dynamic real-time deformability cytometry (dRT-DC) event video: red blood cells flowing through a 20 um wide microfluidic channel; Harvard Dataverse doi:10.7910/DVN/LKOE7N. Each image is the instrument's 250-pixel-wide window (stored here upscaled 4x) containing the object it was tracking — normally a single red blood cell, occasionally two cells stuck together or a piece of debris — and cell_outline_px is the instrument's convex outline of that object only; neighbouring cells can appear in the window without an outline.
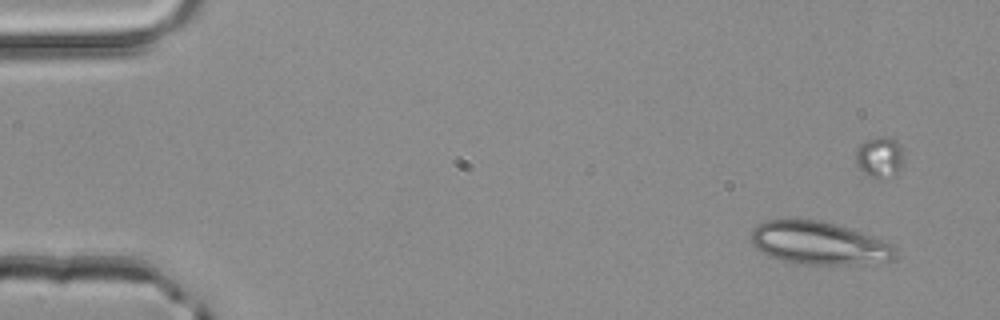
{"species": "common noctule bat (a hibernating species)", "species_latin": "Nyctalus noctula", "temperature_condition": "room temperature", "stored_images_in_passage": 3, "camera_frame_rate_fps": 3000, "um_per_image_px": 0.085, "animal": {"sex": "male", "body_mass_g": 20.4}, "frame": {"image": 1, "passage_image": 1, "time_ms": 0.0, "image_size_px": [1000, 320], "cell_outline_px": [[896, 256], [892, 260], [840, 264], [804, 264], [784, 260], [760, 252], [752, 244], [748, 236], [752, 228], [756, 224], [764, 220], [820, 220], [860, 232], [872, 236], [888, 244], [896, 252]], "centroid_in_image_um": [69.48, 20.65], "position_along_channel_um": 15.5, "area_um2": 35.32}}